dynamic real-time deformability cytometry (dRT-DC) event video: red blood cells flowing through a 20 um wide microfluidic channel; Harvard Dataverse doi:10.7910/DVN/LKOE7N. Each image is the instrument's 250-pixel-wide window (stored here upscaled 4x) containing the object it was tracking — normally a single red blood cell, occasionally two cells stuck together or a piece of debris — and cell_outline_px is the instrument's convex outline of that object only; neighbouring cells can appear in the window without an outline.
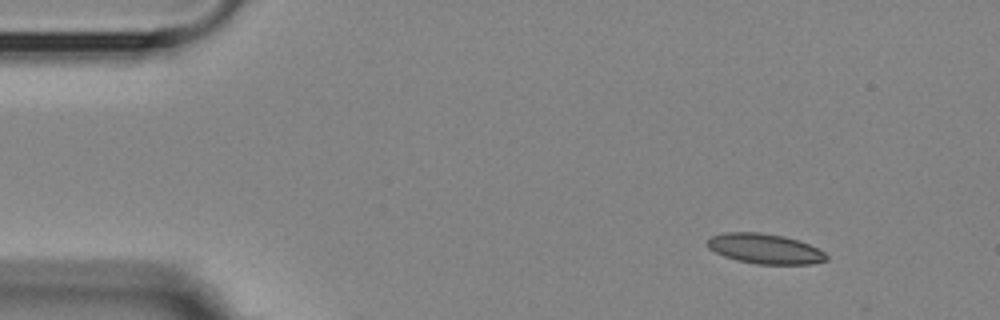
{"species": "Egyptian fruit bat (a non-hibernating species)", "species_latin": "Rousettus aegyptiacus", "temperature_condition": "room temperature", "stored_images_in_passage": 10, "camera_frame_rate_fps": 3000, "um_per_image_px": 0.085, "animal": {"sex": "female"}, "frame": {"image": 1, "passage_image": 1, "time_ms": 0.0, "image_size_px": [1000, 320], "cell_outline_px": [[828, 260], [812, 264], [756, 264], [736, 260], [724, 256], [708, 248], [708, 240], [712, 236], [724, 232], [760, 232], [784, 236], [808, 244], [824, 252], [828, 256]], "centroid_in_image_um": [65.02, 21.14], "position_along_channel_um": 20.0, "area_um2": 20.75}}
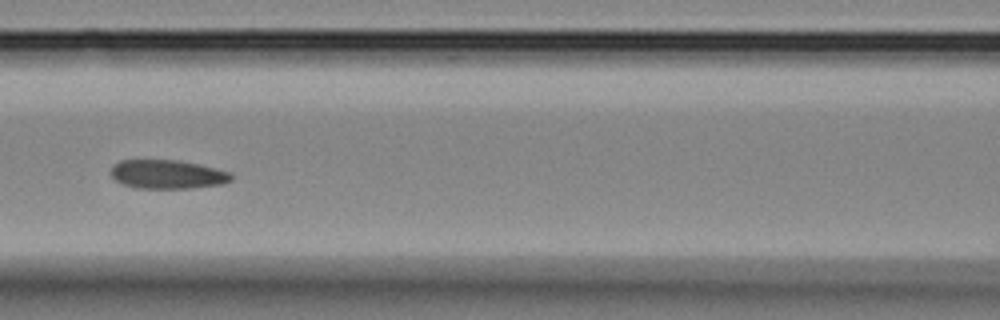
{"frame": {"image": 2, "passage_image": 6, "time_ms": 6.0, "image_size_px": [1000, 320], "cell_outline_px": [[232, 180], [224, 184], [192, 188], [136, 188], [124, 184], [116, 180], [112, 176], [112, 164], [120, 160], [180, 160], [216, 168], [232, 172]], "centroid_in_image_um": [14.27, 14.81], "position_along_channel_um": 152.3, "area_um2": 20.35}}
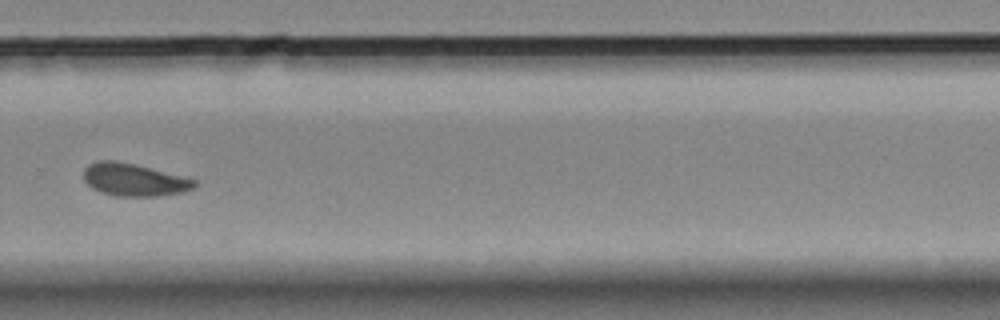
{"frame": {"image": 3, "passage_image": 10, "time_ms": 10.667, "image_size_px": [1000, 320], "cell_outline_px": [[196, 184], [192, 188], [180, 192], [160, 196], [112, 196], [100, 192], [92, 188], [84, 180], [84, 168], [88, 164], [100, 160], [116, 160], [136, 164], [196, 180]], "centroid_in_image_um": [11.33, 15.27], "position_along_channel_um": 318.5, "area_um2": 20.98}}